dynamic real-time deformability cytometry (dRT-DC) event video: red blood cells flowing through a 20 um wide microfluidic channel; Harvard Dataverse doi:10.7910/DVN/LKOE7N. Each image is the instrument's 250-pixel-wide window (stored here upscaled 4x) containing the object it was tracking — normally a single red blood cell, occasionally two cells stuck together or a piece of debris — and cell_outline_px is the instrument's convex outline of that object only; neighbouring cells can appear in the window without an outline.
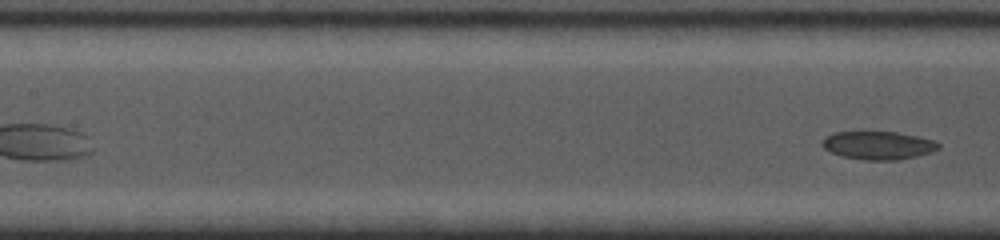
{"species": "common noctule bat (a hibernating species)", "species_latin": "Nyctalus noctula", "temperature_condition": "cold", "stored_images_in_passage": 7, "segment_of_instrument_passage": [2, 2], "camera_frame_rate_fps": 5000, "um_per_image_px": 0.085, "animal": {"sex": "female", "body_mass_g": 19.0, "forearm_length_mm": 53.3}, "frame": {"image": 1, "passage_image": 7, "time_ms": 3.8, "image_size_px": [1000, 240], "cell_outline_px": [[940, 148], [932, 152], [916, 156], [896, 160], [864, 160], [840, 156], [828, 152], [820, 144], [824, 136], [832, 132], [860, 128], [896, 132], [916, 136], [932, 140], [940, 144]], "centroid_in_image_um": [74.52, 12.3], "position_along_channel_um": 132.9, "area_um2": 20.17}}